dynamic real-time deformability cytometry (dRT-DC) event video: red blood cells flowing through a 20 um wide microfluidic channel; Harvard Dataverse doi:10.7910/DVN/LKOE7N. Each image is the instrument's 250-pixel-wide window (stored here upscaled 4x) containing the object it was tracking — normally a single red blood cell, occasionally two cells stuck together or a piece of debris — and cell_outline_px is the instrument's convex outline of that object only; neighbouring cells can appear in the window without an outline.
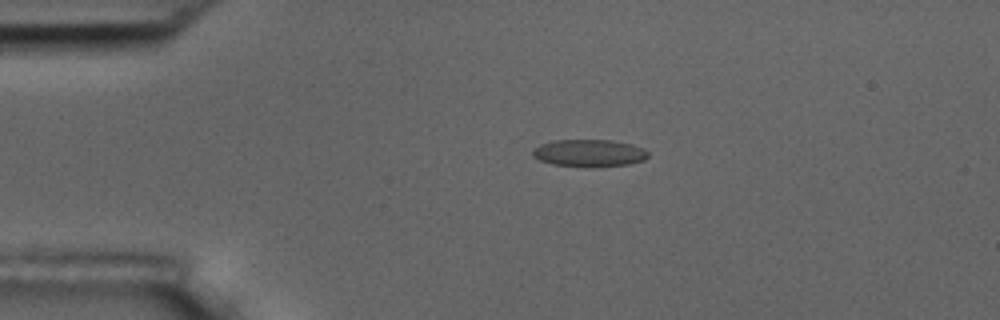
{"species": "common noctule bat (a hibernating species)", "species_latin": "Nyctalus noctula", "temperature_condition": "room temperature", "stored_images_in_passage": 2, "camera_frame_rate_fps": 3000, "um_per_image_px": 0.085, "animal": {"sex": "male", "body_mass_g": 17.5, "forearm_length_mm": 52.3}, "frame": {"image": 1, "passage_image": 1, "time_ms": 0.0, "image_size_px": [1000, 320], "cell_outline_px": [[648, 156], [644, 160], [628, 164], [592, 168], [584, 168], [552, 164], [540, 160], [532, 156], [532, 148], [540, 144], [556, 140], [612, 140], [632, 144], [644, 148], [648, 152]], "centroid_in_image_um": [50.07, 13.02], "position_along_channel_um": 34.9, "area_um2": 18.73}}